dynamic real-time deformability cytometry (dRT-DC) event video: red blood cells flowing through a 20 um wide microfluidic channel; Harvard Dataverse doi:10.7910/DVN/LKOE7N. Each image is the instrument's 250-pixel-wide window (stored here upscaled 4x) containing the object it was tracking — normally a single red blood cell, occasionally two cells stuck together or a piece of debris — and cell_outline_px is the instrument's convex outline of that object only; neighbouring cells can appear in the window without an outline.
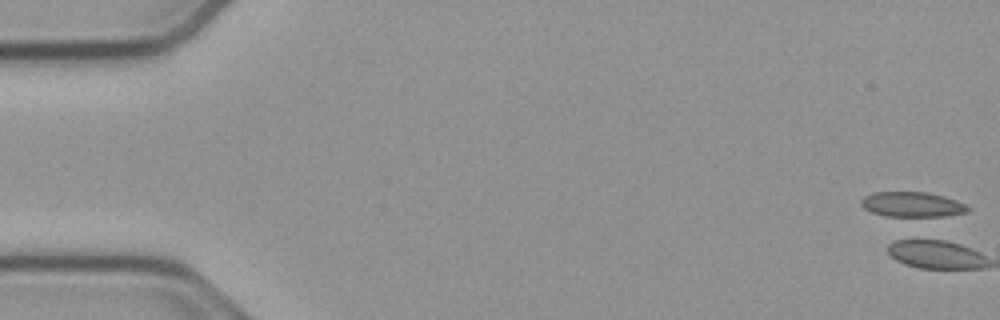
{"species": "common noctule bat (a hibernating species)", "species_latin": "Nyctalus noctula", "temperature_condition": "cold", "stored_images_in_passage": 1, "camera_frame_rate_fps": 3000, "um_per_image_px": 0.085, "animal": {"sex": "male", "body_mass_g": 23.1, "forearm_length_mm": 52.7}, "frame": {"image": 1, "passage_image": 1, "time_ms": 0.0, "image_size_px": [1000, 320], "cell_outline_px": [[972, 208], [968, 212], [944, 216], [884, 216], [872, 212], [864, 208], [860, 204], [860, 200], [864, 196], [872, 192], [928, 192], [944, 196], [956, 200]], "centroid_in_image_um": [77.53, 17.37], "position_along_channel_um": 7.5, "area_um2": 15.66}}